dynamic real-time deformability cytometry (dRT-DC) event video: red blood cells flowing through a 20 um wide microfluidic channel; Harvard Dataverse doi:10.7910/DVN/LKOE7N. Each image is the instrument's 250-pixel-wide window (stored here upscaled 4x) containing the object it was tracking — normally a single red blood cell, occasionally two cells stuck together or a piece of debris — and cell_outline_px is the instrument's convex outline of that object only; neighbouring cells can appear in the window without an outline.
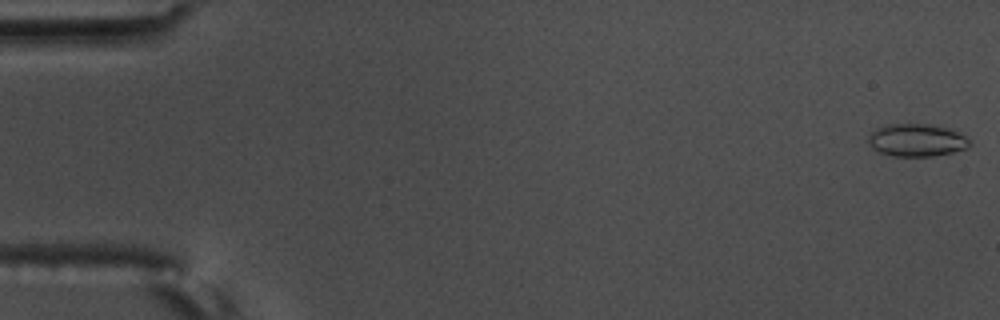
{"species": "common noctule bat (a hibernating species)", "species_latin": "Nyctalus noctula", "temperature_condition": "warm", "stored_images_in_passage": 9, "camera_frame_rate_fps": 3000, "um_per_image_px": 0.085, "animal": {"sex": "male", "body_mass_g": 17.5, "forearm_length_mm": 52.3}, "frame": {"image": 1, "passage_image": 1, "time_ms": 0.0, "image_size_px": [1000, 320], "cell_outline_px": [[972, 144], [968, 148], [952, 152], [932, 156], [892, 156], [880, 152], [872, 148], [868, 140], [868, 136], [876, 128], [888, 124], [928, 124], [944, 128], [956, 132], [964, 136]], "centroid_in_image_um": [77.89, 11.92], "position_along_channel_um": 7.1, "area_um2": 19.02}}